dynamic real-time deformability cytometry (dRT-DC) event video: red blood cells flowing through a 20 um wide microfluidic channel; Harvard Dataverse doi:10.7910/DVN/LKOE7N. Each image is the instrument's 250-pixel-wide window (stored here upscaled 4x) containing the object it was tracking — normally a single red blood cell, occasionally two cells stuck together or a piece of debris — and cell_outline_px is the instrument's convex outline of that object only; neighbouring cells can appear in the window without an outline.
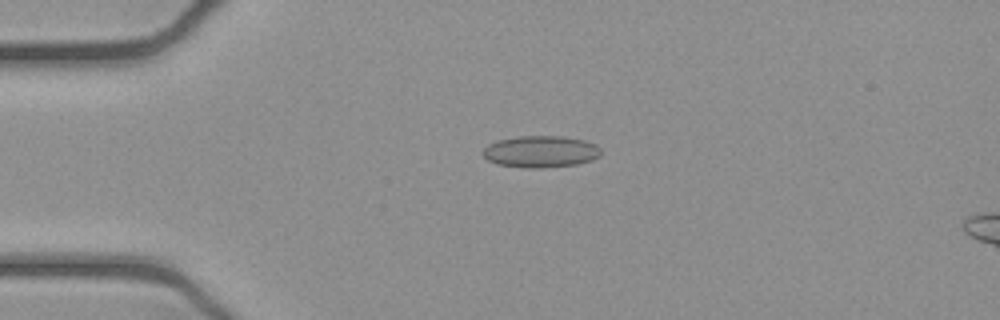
{"species": "common noctule bat (a hibernating species)", "species_latin": "Nyctalus noctula", "temperature_condition": "cold", "stored_images_in_passage": 16, "camera_frame_rate_fps": 3000, "um_per_image_px": 0.085, "animal": {"sex": "female", "body_mass_g": 21.9}, "frame": {"image": 1, "passage_image": 12, "time_ms": 3.667, "image_size_px": [1000, 320], "cell_outline_px": [[600, 156], [592, 160], [576, 164], [540, 168], [524, 168], [496, 164], [488, 160], [484, 156], [484, 148], [488, 144], [496, 140], [520, 136], [564, 136], [584, 140], [596, 144], [600, 148]], "centroid_in_image_um": [45.96, 12.88], "position_along_channel_um": 39.0, "area_um2": 21.91}}